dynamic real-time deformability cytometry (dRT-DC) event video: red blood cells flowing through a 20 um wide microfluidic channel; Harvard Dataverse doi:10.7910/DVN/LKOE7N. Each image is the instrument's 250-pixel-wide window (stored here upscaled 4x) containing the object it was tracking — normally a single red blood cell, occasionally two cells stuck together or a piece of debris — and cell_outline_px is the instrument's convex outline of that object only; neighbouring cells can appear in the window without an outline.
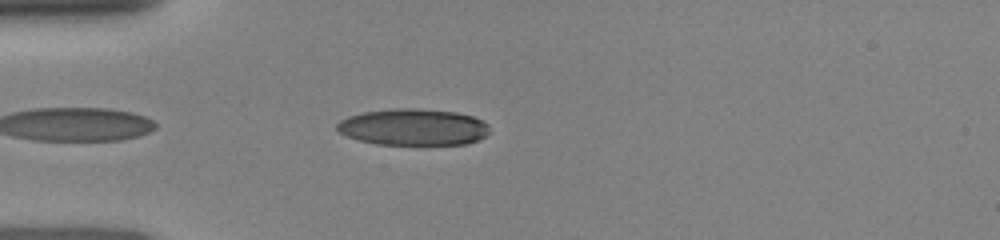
{"species": "human", "species_latin": "Homo sapiens", "temperature_condition": "room temperature", "stored_images_in_passage": 13, "camera_frame_rate_fps": 3000, "um_per_image_px": 0.085, "donor": {"sex": "female"}, "frame": {"image": 1, "passage_image": 4, "time_ms": 0.667, "image_size_px": [1000, 240], "cell_outline_px": [[488, 132], [484, 136], [468, 144], [376, 144], [360, 140], [348, 136], [340, 132], [336, 128], [336, 124], [340, 120], [348, 116], [364, 112], [396, 108], [416, 108], [456, 112], [472, 116], [488, 124]], "centroid_in_image_um": [35.11, 10.79], "position_along_channel_um": 49.9, "area_um2": 32.25}}
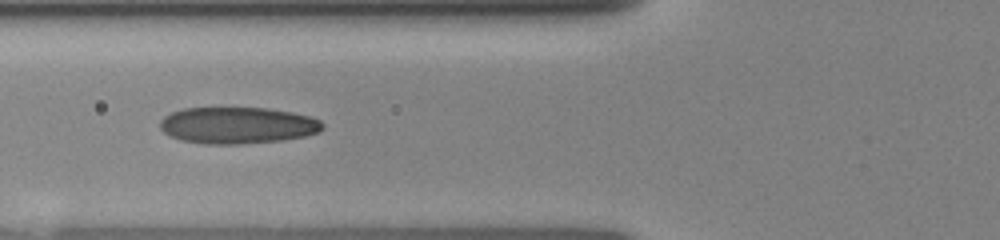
{"frame": {"image": 2, "passage_image": 10, "time_ms": 2.333, "image_size_px": [1000, 240], "cell_outline_px": [[324, 128], [320, 132], [304, 136], [280, 140], [240, 144], [204, 144], [180, 140], [164, 132], [160, 128], [160, 120], [164, 116], [172, 112], [184, 108], [268, 108], [292, 112], [308, 116], [320, 120], [324, 124]], "centroid_in_image_um": [20.19, 10.65], "position_along_channel_um": 105.6, "area_um2": 34.68}}
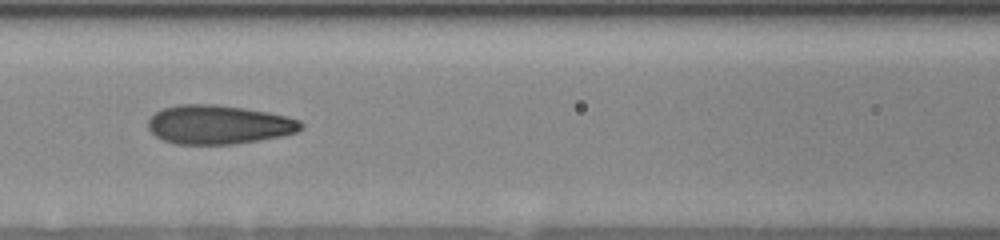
{"frame": {"image": 3, "passage_image": 12, "time_ms": 3.333, "image_size_px": [1000, 240], "cell_outline_px": [[304, 128], [296, 132], [280, 136], [260, 140], [232, 144], [176, 144], [164, 140], [156, 136], [148, 128], [148, 120], [156, 112], [164, 108], [180, 104], [216, 104], [244, 108], [268, 112], [300, 120], [304, 124]], "centroid_in_image_um": [18.6, 10.59], "position_along_channel_um": 148.0, "area_um2": 34.62}}